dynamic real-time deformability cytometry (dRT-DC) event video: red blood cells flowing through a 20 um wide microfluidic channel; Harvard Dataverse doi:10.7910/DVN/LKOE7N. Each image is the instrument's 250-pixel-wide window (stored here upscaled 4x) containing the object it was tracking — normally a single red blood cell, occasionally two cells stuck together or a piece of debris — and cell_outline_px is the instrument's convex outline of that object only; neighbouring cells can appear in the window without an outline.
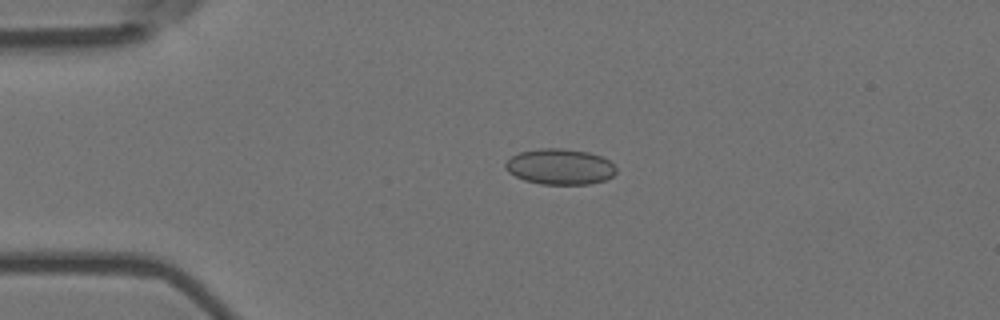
{"species": "Egyptian fruit bat (a non-hibernating species)", "species_latin": "Rousettus aegyptiacus", "temperature_condition": "room temperature", "stored_images_in_passage": 4, "camera_frame_rate_fps": 3000, "um_per_image_px": 0.085, "animal": {"sex": "female"}, "frame": {"image": 1, "passage_image": 3, "time_ms": 0.667, "image_size_px": [1000, 320], "cell_outline_px": [[616, 172], [612, 176], [604, 180], [588, 184], [540, 184], [524, 180], [508, 172], [504, 168], [504, 164], [512, 156], [520, 152], [540, 148], [560, 148], [588, 152], [600, 156], [608, 160], [616, 168]], "centroid_in_image_um": [47.57, 14.17], "position_along_channel_um": 37.4, "area_um2": 22.95}}